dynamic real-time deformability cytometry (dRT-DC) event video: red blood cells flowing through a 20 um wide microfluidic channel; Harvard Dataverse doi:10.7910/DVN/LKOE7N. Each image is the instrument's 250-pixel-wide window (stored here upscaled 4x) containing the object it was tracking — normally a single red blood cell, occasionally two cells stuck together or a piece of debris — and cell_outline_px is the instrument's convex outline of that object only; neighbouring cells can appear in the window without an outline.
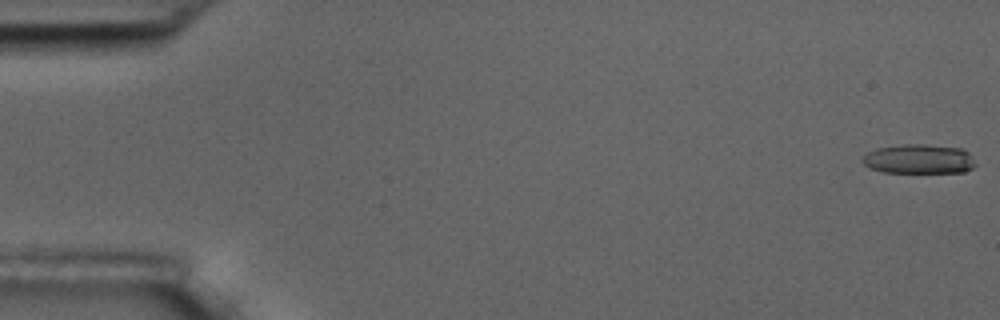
{"species": "common noctule bat (a hibernating species)", "species_latin": "Nyctalus noctula", "temperature_condition": "room temperature", "stored_images_in_passage": 6, "camera_frame_rate_fps": 3000, "um_per_image_px": 0.085, "animal": {"sex": "male", "body_mass_g": 17.5, "forearm_length_mm": 52.3}, "frame": {"image": 1, "passage_image": 1, "time_ms": 0.0, "image_size_px": [1000, 320], "cell_outline_px": [[976, 164], [972, 168], [964, 172], [884, 172], [872, 168], [864, 164], [860, 160], [868, 152], [876, 148], [904, 144], [924, 144], [964, 148], [968, 152]], "centroid_in_image_um": [78.12, 13.5], "position_along_channel_um": 6.9, "area_um2": 19.36}}
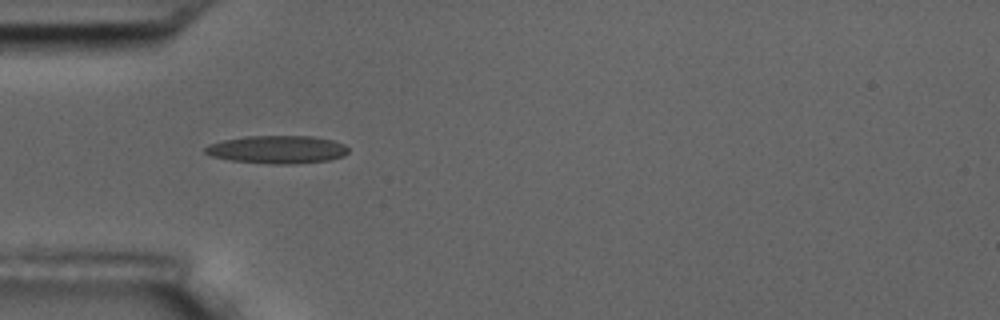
{"frame": {"image": 2, "passage_image": 5, "time_ms": 5.667, "image_size_px": [1000, 320], "cell_outline_px": [[348, 152], [344, 156], [328, 160], [292, 164], [272, 164], [232, 160], [212, 156], [204, 152], [204, 148], [208, 144], [224, 140], [244, 136], [312, 136], [332, 140], [344, 144], [348, 148]], "centroid_in_image_um": [23.57, 12.7], "position_along_channel_um": 61.4, "area_um2": 23.24}}